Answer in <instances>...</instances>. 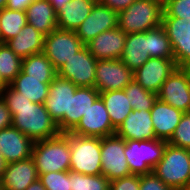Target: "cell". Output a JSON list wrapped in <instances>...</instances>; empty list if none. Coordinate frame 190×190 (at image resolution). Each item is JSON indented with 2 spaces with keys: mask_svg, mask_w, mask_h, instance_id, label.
<instances>
[{
  "mask_svg": "<svg viewBox=\"0 0 190 190\" xmlns=\"http://www.w3.org/2000/svg\"><path fill=\"white\" fill-rule=\"evenodd\" d=\"M157 98L169 105L190 112V68H176L162 84Z\"/></svg>",
  "mask_w": 190,
  "mask_h": 190,
  "instance_id": "8fae6325",
  "label": "cell"
},
{
  "mask_svg": "<svg viewBox=\"0 0 190 190\" xmlns=\"http://www.w3.org/2000/svg\"><path fill=\"white\" fill-rule=\"evenodd\" d=\"M109 190H140V175H130L110 181Z\"/></svg>",
  "mask_w": 190,
  "mask_h": 190,
  "instance_id": "74e56055",
  "label": "cell"
},
{
  "mask_svg": "<svg viewBox=\"0 0 190 190\" xmlns=\"http://www.w3.org/2000/svg\"><path fill=\"white\" fill-rule=\"evenodd\" d=\"M116 27H118V12L97 1L91 13L75 32L82 43L86 45L100 33Z\"/></svg>",
  "mask_w": 190,
  "mask_h": 190,
  "instance_id": "2e32d148",
  "label": "cell"
},
{
  "mask_svg": "<svg viewBox=\"0 0 190 190\" xmlns=\"http://www.w3.org/2000/svg\"><path fill=\"white\" fill-rule=\"evenodd\" d=\"M0 96L12 115V126L33 142L50 139L60 134L57 123L51 118L44 104L33 103L10 85Z\"/></svg>",
  "mask_w": 190,
  "mask_h": 190,
  "instance_id": "6da1fadb",
  "label": "cell"
},
{
  "mask_svg": "<svg viewBox=\"0 0 190 190\" xmlns=\"http://www.w3.org/2000/svg\"><path fill=\"white\" fill-rule=\"evenodd\" d=\"M34 142L13 126L0 130V151L7 163L31 157Z\"/></svg>",
  "mask_w": 190,
  "mask_h": 190,
  "instance_id": "ac0fdd59",
  "label": "cell"
},
{
  "mask_svg": "<svg viewBox=\"0 0 190 190\" xmlns=\"http://www.w3.org/2000/svg\"><path fill=\"white\" fill-rule=\"evenodd\" d=\"M98 1L101 4L119 13L120 11L127 9L135 0H98Z\"/></svg>",
  "mask_w": 190,
  "mask_h": 190,
  "instance_id": "60d3db41",
  "label": "cell"
},
{
  "mask_svg": "<svg viewBox=\"0 0 190 190\" xmlns=\"http://www.w3.org/2000/svg\"><path fill=\"white\" fill-rule=\"evenodd\" d=\"M127 34L116 27L97 35L85 46L97 60L120 59Z\"/></svg>",
  "mask_w": 190,
  "mask_h": 190,
  "instance_id": "e0dca14e",
  "label": "cell"
},
{
  "mask_svg": "<svg viewBox=\"0 0 190 190\" xmlns=\"http://www.w3.org/2000/svg\"><path fill=\"white\" fill-rule=\"evenodd\" d=\"M84 46L75 31L57 28L45 36L43 53L58 71Z\"/></svg>",
  "mask_w": 190,
  "mask_h": 190,
  "instance_id": "ba28073f",
  "label": "cell"
},
{
  "mask_svg": "<svg viewBox=\"0 0 190 190\" xmlns=\"http://www.w3.org/2000/svg\"><path fill=\"white\" fill-rule=\"evenodd\" d=\"M35 0H7L5 8L10 10L26 11L29 4Z\"/></svg>",
  "mask_w": 190,
  "mask_h": 190,
  "instance_id": "b9f144b4",
  "label": "cell"
},
{
  "mask_svg": "<svg viewBox=\"0 0 190 190\" xmlns=\"http://www.w3.org/2000/svg\"><path fill=\"white\" fill-rule=\"evenodd\" d=\"M176 68L174 58H149L133 72V79L145 90L158 94L162 84Z\"/></svg>",
  "mask_w": 190,
  "mask_h": 190,
  "instance_id": "5bb4252c",
  "label": "cell"
},
{
  "mask_svg": "<svg viewBox=\"0 0 190 190\" xmlns=\"http://www.w3.org/2000/svg\"><path fill=\"white\" fill-rule=\"evenodd\" d=\"M39 179L42 181L46 190H71L69 171L41 174Z\"/></svg>",
  "mask_w": 190,
  "mask_h": 190,
  "instance_id": "d590c367",
  "label": "cell"
},
{
  "mask_svg": "<svg viewBox=\"0 0 190 190\" xmlns=\"http://www.w3.org/2000/svg\"><path fill=\"white\" fill-rule=\"evenodd\" d=\"M22 58L17 56L6 43L0 44V74L10 84L21 72Z\"/></svg>",
  "mask_w": 190,
  "mask_h": 190,
  "instance_id": "d6a6232c",
  "label": "cell"
},
{
  "mask_svg": "<svg viewBox=\"0 0 190 190\" xmlns=\"http://www.w3.org/2000/svg\"><path fill=\"white\" fill-rule=\"evenodd\" d=\"M27 24L26 11L0 10V37L1 43H6L19 34Z\"/></svg>",
  "mask_w": 190,
  "mask_h": 190,
  "instance_id": "f546056e",
  "label": "cell"
},
{
  "mask_svg": "<svg viewBox=\"0 0 190 190\" xmlns=\"http://www.w3.org/2000/svg\"><path fill=\"white\" fill-rule=\"evenodd\" d=\"M163 0H135L118 13V27L126 34L145 32L162 24Z\"/></svg>",
  "mask_w": 190,
  "mask_h": 190,
  "instance_id": "3957f363",
  "label": "cell"
},
{
  "mask_svg": "<svg viewBox=\"0 0 190 190\" xmlns=\"http://www.w3.org/2000/svg\"><path fill=\"white\" fill-rule=\"evenodd\" d=\"M44 38L32 25L26 24L17 36L6 42L7 46L22 59L43 52Z\"/></svg>",
  "mask_w": 190,
  "mask_h": 190,
  "instance_id": "d4e9b609",
  "label": "cell"
},
{
  "mask_svg": "<svg viewBox=\"0 0 190 190\" xmlns=\"http://www.w3.org/2000/svg\"><path fill=\"white\" fill-rule=\"evenodd\" d=\"M150 58H174L170 40L162 25L146 31Z\"/></svg>",
  "mask_w": 190,
  "mask_h": 190,
  "instance_id": "4dcf8cb0",
  "label": "cell"
},
{
  "mask_svg": "<svg viewBox=\"0 0 190 190\" xmlns=\"http://www.w3.org/2000/svg\"><path fill=\"white\" fill-rule=\"evenodd\" d=\"M115 132L104 102L99 96L70 133L103 138L114 135Z\"/></svg>",
  "mask_w": 190,
  "mask_h": 190,
  "instance_id": "9a60e30c",
  "label": "cell"
},
{
  "mask_svg": "<svg viewBox=\"0 0 190 190\" xmlns=\"http://www.w3.org/2000/svg\"><path fill=\"white\" fill-rule=\"evenodd\" d=\"M7 162L0 151V179L2 178L3 172L5 171Z\"/></svg>",
  "mask_w": 190,
  "mask_h": 190,
  "instance_id": "f6af8a7d",
  "label": "cell"
},
{
  "mask_svg": "<svg viewBox=\"0 0 190 190\" xmlns=\"http://www.w3.org/2000/svg\"><path fill=\"white\" fill-rule=\"evenodd\" d=\"M7 0H0V10L4 9L6 7Z\"/></svg>",
  "mask_w": 190,
  "mask_h": 190,
  "instance_id": "7dc6e473",
  "label": "cell"
},
{
  "mask_svg": "<svg viewBox=\"0 0 190 190\" xmlns=\"http://www.w3.org/2000/svg\"><path fill=\"white\" fill-rule=\"evenodd\" d=\"M163 17L190 20V0H163Z\"/></svg>",
  "mask_w": 190,
  "mask_h": 190,
  "instance_id": "8d00e7d4",
  "label": "cell"
},
{
  "mask_svg": "<svg viewBox=\"0 0 190 190\" xmlns=\"http://www.w3.org/2000/svg\"><path fill=\"white\" fill-rule=\"evenodd\" d=\"M170 40L178 68H190V20L163 17L161 24Z\"/></svg>",
  "mask_w": 190,
  "mask_h": 190,
  "instance_id": "7c38bea8",
  "label": "cell"
},
{
  "mask_svg": "<svg viewBox=\"0 0 190 190\" xmlns=\"http://www.w3.org/2000/svg\"><path fill=\"white\" fill-rule=\"evenodd\" d=\"M124 91L135 110H151L157 100V94L145 90L134 79L125 86Z\"/></svg>",
  "mask_w": 190,
  "mask_h": 190,
  "instance_id": "1f68e13d",
  "label": "cell"
},
{
  "mask_svg": "<svg viewBox=\"0 0 190 190\" xmlns=\"http://www.w3.org/2000/svg\"><path fill=\"white\" fill-rule=\"evenodd\" d=\"M115 134L124 140H154L156 139L150 110L133 109Z\"/></svg>",
  "mask_w": 190,
  "mask_h": 190,
  "instance_id": "ffe728a7",
  "label": "cell"
},
{
  "mask_svg": "<svg viewBox=\"0 0 190 190\" xmlns=\"http://www.w3.org/2000/svg\"><path fill=\"white\" fill-rule=\"evenodd\" d=\"M9 84L3 79V77L0 74V93L3 91L4 88H6Z\"/></svg>",
  "mask_w": 190,
  "mask_h": 190,
  "instance_id": "bcb514c9",
  "label": "cell"
},
{
  "mask_svg": "<svg viewBox=\"0 0 190 190\" xmlns=\"http://www.w3.org/2000/svg\"><path fill=\"white\" fill-rule=\"evenodd\" d=\"M98 0H70L57 11V28L75 31Z\"/></svg>",
  "mask_w": 190,
  "mask_h": 190,
  "instance_id": "7402d4cb",
  "label": "cell"
},
{
  "mask_svg": "<svg viewBox=\"0 0 190 190\" xmlns=\"http://www.w3.org/2000/svg\"><path fill=\"white\" fill-rule=\"evenodd\" d=\"M27 24L43 35L57 29V12L48 0H35L26 9Z\"/></svg>",
  "mask_w": 190,
  "mask_h": 190,
  "instance_id": "603a6c76",
  "label": "cell"
},
{
  "mask_svg": "<svg viewBox=\"0 0 190 190\" xmlns=\"http://www.w3.org/2000/svg\"><path fill=\"white\" fill-rule=\"evenodd\" d=\"M26 190H46V188L43 186L42 181L38 178L30 184Z\"/></svg>",
  "mask_w": 190,
  "mask_h": 190,
  "instance_id": "7bdbcfd3",
  "label": "cell"
},
{
  "mask_svg": "<svg viewBox=\"0 0 190 190\" xmlns=\"http://www.w3.org/2000/svg\"><path fill=\"white\" fill-rule=\"evenodd\" d=\"M148 37L145 32L129 33L126 36V42L121 61L133 72L140 68L149 58Z\"/></svg>",
  "mask_w": 190,
  "mask_h": 190,
  "instance_id": "cb8c5ba5",
  "label": "cell"
},
{
  "mask_svg": "<svg viewBox=\"0 0 190 190\" xmlns=\"http://www.w3.org/2000/svg\"><path fill=\"white\" fill-rule=\"evenodd\" d=\"M12 126V115L5 101L0 96V130Z\"/></svg>",
  "mask_w": 190,
  "mask_h": 190,
  "instance_id": "ab89813d",
  "label": "cell"
},
{
  "mask_svg": "<svg viewBox=\"0 0 190 190\" xmlns=\"http://www.w3.org/2000/svg\"><path fill=\"white\" fill-rule=\"evenodd\" d=\"M71 190H109L110 181L102 174L87 175L69 171Z\"/></svg>",
  "mask_w": 190,
  "mask_h": 190,
  "instance_id": "836d02e7",
  "label": "cell"
},
{
  "mask_svg": "<svg viewBox=\"0 0 190 190\" xmlns=\"http://www.w3.org/2000/svg\"><path fill=\"white\" fill-rule=\"evenodd\" d=\"M97 59L84 46L57 71V75L70 80L77 87H94Z\"/></svg>",
  "mask_w": 190,
  "mask_h": 190,
  "instance_id": "30bf717a",
  "label": "cell"
},
{
  "mask_svg": "<svg viewBox=\"0 0 190 190\" xmlns=\"http://www.w3.org/2000/svg\"><path fill=\"white\" fill-rule=\"evenodd\" d=\"M100 97L109 114L112 126L116 130L133 110L130 100L124 89L101 92Z\"/></svg>",
  "mask_w": 190,
  "mask_h": 190,
  "instance_id": "4316f807",
  "label": "cell"
},
{
  "mask_svg": "<svg viewBox=\"0 0 190 190\" xmlns=\"http://www.w3.org/2000/svg\"><path fill=\"white\" fill-rule=\"evenodd\" d=\"M169 144L190 150V112H185L178 123Z\"/></svg>",
  "mask_w": 190,
  "mask_h": 190,
  "instance_id": "e575fe53",
  "label": "cell"
},
{
  "mask_svg": "<svg viewBox=\"0 0 190 190\" xmlns=\"http://www.w3.org/2000/svg\"><path fill=\"white\" fill-rule=\"evenodd\" d=\"M77 86L70 80L58 75L50 84L49 94L44 106L51 118L57 123L60 133L70 132V104L71 94H74Z\"/></svg>",
  "mask_w": 190,
  "mask_h": 190,
  "instance_id": "52a82bcc",
  "label": "cell"
},
{
  "mask_svg": "<svg viewBox=\"0 0 190 190\" xmlns=\"http://www.w3.org/2000/svg\"><path fill=\"white\" fill-rule=\"evenodd\" d=\"M21 70L28 78L54 79L57 76L53 64L43 52L23 58Z\"/></svg>",
  "mask_w": 190,
  "mask_h": 190,
  "instance_id": "f1b7e54d",
  "label": "cell"
},
{
  "mask_svg": "<svg viewBox=\"0 0 190 190\" xmlns=\"http://www.w3.org/2000/svg\"><path fill=\"white\" fill-rule=\"evenodd\" d=\"M140 190H173L163 183L153 172L140 175Z\"/></svg>",
  "mask_w": 190,
  "mask_h": 190,
  "instance_id": "f35d334b",
  "label": "cell"
},
{
  "mask_svg": "<svg viewBox=\"0 0 190 190\" xmlns=\"http://www.w3.org/2000/svg\"><path fill=\"white\" fill-rule=\"evenodd\" d=\"M51 5L55 8V11L57 12L64 4L69 2L70 0H48Z\"/></svg>",
  "mask_w": 190,
  "mask_h": 190,
  "instance_id": "ee69618b",
  "label": "cell"
},
{
  "mask_svg": "<svg viewBox=\"0 0 190 190\" xmlns=\"http://www.w3.org/2000/svg\"><path fill=\"white\" fill-rule=\"evenodd\" d=\"M71 147L70 171L87 175L102 174L101 138L69 132Z\"/></svg>",
  "mask_w": 190,
  "mask_h": 190,
  "instance_id": "5b68a950",
  "label": "cell"
},
{
  "mask_svg": "<svg viewBox=\"0 0 190 190\" xmlns=\"http://www.w3.org/2000/svg\"><path fill=\"white\" fill-rule=\"evenodd\" d=\"M167 141L125 140V156L131 174L145 175L152 173L153 168L162 159Z\"/></svg>",
  "mask_w": 190,
  "mask_h": 190,
  "instance_id": "8992f818",
  "label": "cell"
},
{
  "mask_svg": "<svg viewBox=\"0 0 190 190\" xmlns=\"http://www.w3.org/2000/svg\"><path fill=\"white\" fill-rule=\"evenodd\" d=\"M99 96L100 93L95 87H77L75 93L71 94L70 132Z\"/></svg>",
  "mask_w": 190,
  "mask_h": 190,
  "instance_id": "83f0119b",
  "label": "cell"
},
{
  "mask_svg": "<svg viewBox=\"0 0 190 190\" xmlns=\"http://www.w3.org/2000/svg\"><path fill=\"white\" fill-rule=\"evenodd\" d=\"M125 152V140L116 134L101 138V170L109 181L132 175Z\"/></svg>",
  "mask_w": 190,
  "mask_h": 190,
  "instance_id": "9c48e42d",
  "label": "cell"
},
{
  "mask_svg": "<svg viewBox=\"0 0 190 190\" xmlns=\"http://www.w3.org/2000/svg\"><path fill=\"white\" fill-rule=\"evenodd\" d=\"M133 80V71L121 59L97 60L94 87L99 93L123 90Z\"/></svg>",
  "mask_w": 190,
  "mask_h": 190,
  "instance_id": "4fadbf2b",
  "label": "cell"
},
{
  "mask_svg": "<svg viewBox=\"0 0 190 190\" xmlns=\"http://www.w3.org/2000/svg\"><path fill=\"white\" fill-rule=\"evenodd\" d=\"M39 178L37 168L30 157L25 160L7 163L0 179L2 190H26Z\"/></svg>",
  "mask_w": 190,
  "mask_h": 190,
  "instance_id": "d6986e66",
  "label": "cell"
},
{
  "mask_svg": "<svg viewBox=\"0 0 190 190\" xmlns=\"http://www.w3.org/2000/svg\"><path fill=\"white\" fill-rule=\"evenodd\" d=\"M53 80L28 78V75L21 70L9 85L31 102L44 104Z\"/></svg>",
  "mask_w": 190,
  "mask_h": 190,
  "instance_id": "484cf974",
  "label": "cell"
},
{
  "mask_svg": "<svg viewBox=\"0 0 190 190\" xmlns=\"http://www.w3.org/2000/svg\"><path fill=\"white\" fill-rule=\"evenodd\" d=\"M31 157L39 176L49 172L70 171L69 133L34 142Z\"/></svg>",
  "mask_w": 190,
  "mask_h": 190,
  "instance_id": "7a4b0ae2",
  "label": "cell"
},
{
  "mask_svg": "<svg viewBox=\"0 0 190 190\" xmlns=\"http://www.w3.org/2000/svg\"><path fill=\"white\" fill-rule=\"evenodd\" d=\"M176 190H190V184L184 186V187H181V188H178Z\"/></svg>",
  "mask_w": 190,
  "mask_h": 190,
  "instance_id": "c3c4849f",
  "label": "cell"
},
{
  "mask_svg": "<svg viewBox=\"0 0 190 190\" xmlns=\"http://www.w3.org/2000/svg\"><path fill=\"white\" fill-rule=\"evenodd\" d=\"M152 172L173 190L190 184V150L167 143Z\"/></svg>",
  "mask_w": 190,
  "mask_h": 190,
  "instance_id": "277c9868",
  "label": "cell"
},
{
  "mask_svg": "<svg viewBox=\"0 0 190 190\" xmlns=\"http://www.w3.org/2000/svg\"><path fill=\"white\" fill-rule=\"evenodd\" d=\"M150 114L156 138L168 142L174 134L183 112L157 98Z\"/></svg>",
  "mask_w": 190,
  "mask_h": 190,
  "instance_id": "44dd1931",
  "label": "cell"
}]
</instances>
